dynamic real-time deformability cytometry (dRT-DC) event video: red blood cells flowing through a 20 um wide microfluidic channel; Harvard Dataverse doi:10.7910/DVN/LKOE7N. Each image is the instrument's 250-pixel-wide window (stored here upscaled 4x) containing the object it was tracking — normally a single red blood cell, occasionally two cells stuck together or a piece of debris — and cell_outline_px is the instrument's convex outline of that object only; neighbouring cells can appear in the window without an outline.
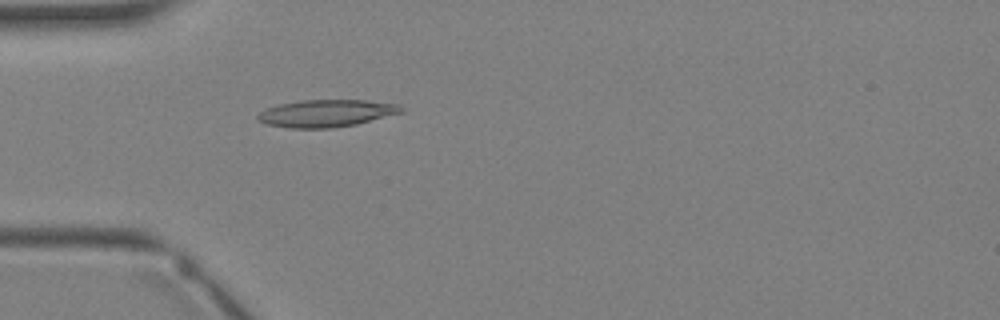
{"species": "Egyptian fruit bat (a non-hibernating species)", "species_latin": "Rousettus aegyptiacus", "temperature_condition": "warm", "stored_images_in_passage": 3, "camera_frame_rate_fps": 3000, "um_per_image_px": 0.085, "animal": {"sex": "female"}, "frame": {"image": 1, "passage_image": 3, "time_ms": 2.333, "image_size_px": [1000, 320], "cell_outline_px": [[404, 112], [356, 124], [332, 128], [288, 128], [268, 124], [256, 120], [256, 116], [260, 112], [268, 108], [280, 104], [300, 100], [368, 100], [400, 104], [404, 108]], "centroid_in_image_um": [27.77, 9.62], "position_along_channel_um": 57.2, "area_um2": 22.89}}